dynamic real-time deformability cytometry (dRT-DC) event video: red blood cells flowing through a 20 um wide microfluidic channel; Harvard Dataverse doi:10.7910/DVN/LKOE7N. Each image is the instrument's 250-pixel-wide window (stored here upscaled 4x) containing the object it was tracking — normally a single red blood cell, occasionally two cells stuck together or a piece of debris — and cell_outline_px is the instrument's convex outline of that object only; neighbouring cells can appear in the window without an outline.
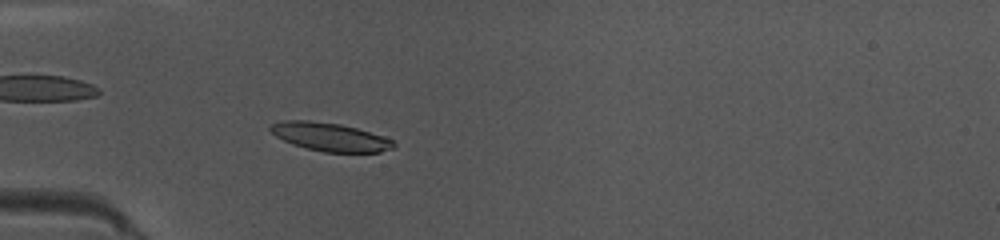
{"species": "common noctule bat (a hibernating species)", "species_latin": "Nyctalus noctula", "temperature_condition": "warm", "stored_images_in_passage": 3, "camera_frame_rate_fps": 3000, "um_per_image_px": 0.085, "animal": {"sex": "female", "body_mass_g": 10.0, "forearm_length_mm": 53.1}, "frame": {"image": 1, "passage_image": 3, "time_ms": 0.667, "image_size_px": [1000, 240], "cell_outline_px": [[396, 144], [392, 148], [380, 152], [324, 152], [292, 144], [276, 136], [268, 128], [268, 124], [284, 120], [308, 120], [340, 124], [356, 128], [384, 136], [392, 140]], "centroid_in_image_um": [28.02, 11.63], "position_along_channel_um": 57.0, "area_um2": 20.29}}